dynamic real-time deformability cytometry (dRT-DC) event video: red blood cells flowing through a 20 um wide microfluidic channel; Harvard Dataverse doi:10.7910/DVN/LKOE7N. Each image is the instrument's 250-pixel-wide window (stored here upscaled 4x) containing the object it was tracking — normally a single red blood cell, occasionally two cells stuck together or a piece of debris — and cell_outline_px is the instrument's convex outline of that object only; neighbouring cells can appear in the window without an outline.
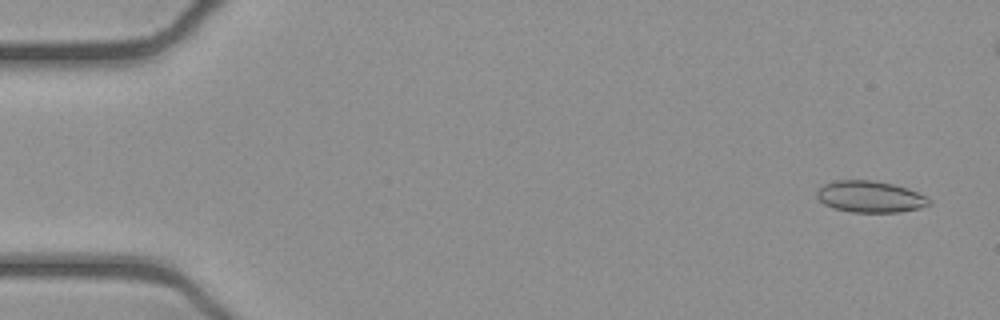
{"species": "common noctule bat (a hibernating species)", "species_latin": "Nyctalus noctula", "temperature_condition": "cold", "stored_images_in_passage": 48, "camera_frame_rate_fps": 3000, "um_per_image_px": 0.085, "animal": {"sex": "female", "body_mass_g": 21.9}, "frame": {"image": 1, "passage_image": 3, "time_ms": 0.667, "image_size_px": [1000, 320], "cell_outline_px": [[932, 204], [920, 208], [900, 212], [852, 212], [832, 208], [824, 204], [816, 196], [816, 192], [824, 184], [836, 180], [872, 180], [892, 184], [908, 188], [932, 200]], "centroid_in_image_um": [73.96, 16.72], "position_along_channel_um": 11.0, "area_um2": 20.63}}
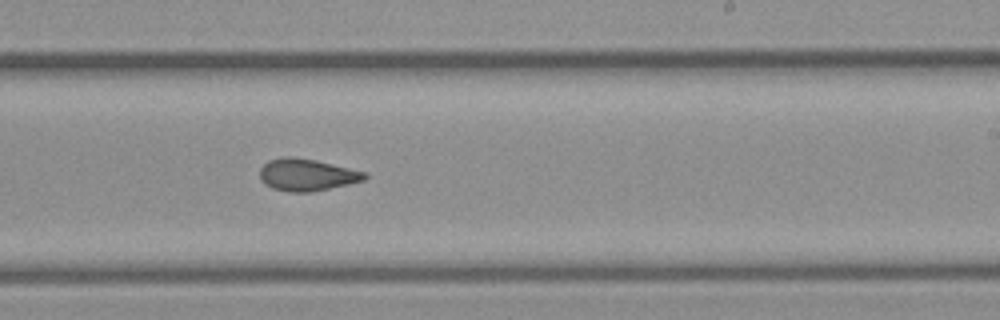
{"frame": {"image": 2, "passage_image": 32, "time_ms": 10.333, "image_size_px": [1000, 320], "cell_outline_px": [[368, 176], [364, 180], [348, 184], [308, 192], [292, 192], [272, 188], [264, 184], [260, 180], [260, 168], [268, 160], [284, 156], [292, 156], [316, 160], [368, 172]], "centroid_in_image_um": [26.07, 14.84], "position_along_channel_um": 262.9, "area_um2": 19.65}}
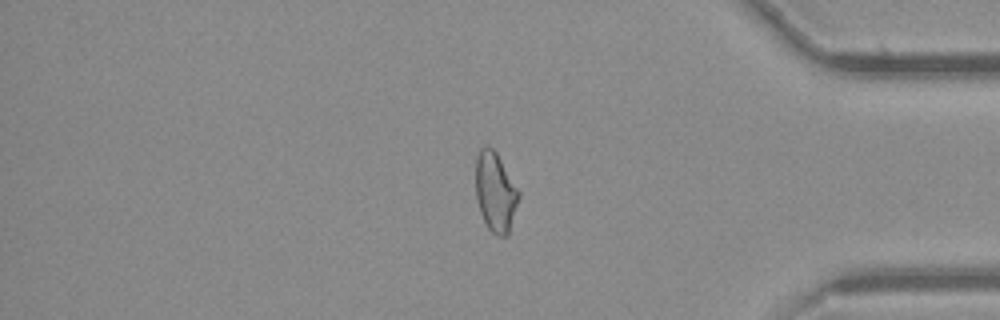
{"frame": {"image": 3, "passage_image": 44, "time_ms": 14.333, "image_size_px": [1000, 320], "cell_outline_px": [[520, 196], [508, 236], [496, 236], [488, 228], [480, 212], [476, 200], [476, 156], [480, 148], [484, 144], [488, 144], [496, 152], [520, 192]], "centroid_in_image_um": [42.1, 16.31], "position_along_channel_um": 393.1, "area_um2": 20.11}}